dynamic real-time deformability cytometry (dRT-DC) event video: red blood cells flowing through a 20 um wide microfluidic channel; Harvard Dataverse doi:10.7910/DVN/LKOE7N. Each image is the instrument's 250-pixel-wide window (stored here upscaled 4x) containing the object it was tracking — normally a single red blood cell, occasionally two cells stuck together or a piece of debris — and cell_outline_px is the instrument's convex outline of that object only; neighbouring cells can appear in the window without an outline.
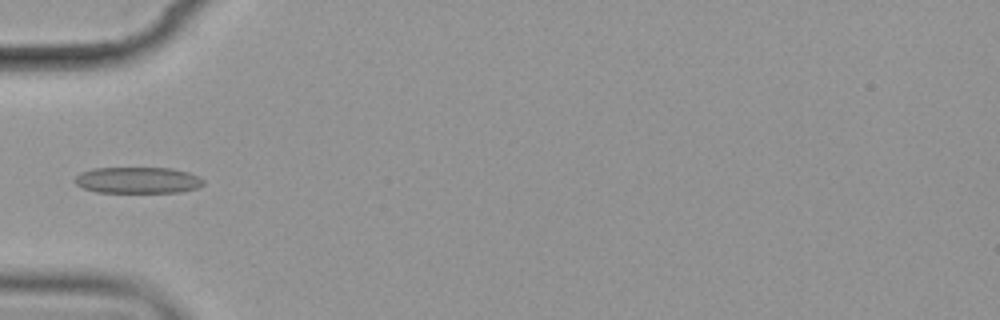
{"species": "common noctule bat (a hibernating species)", "species_latin": "Nyctalus noctula", "temperature_condition": "cold", "stored_images_in_passage": 9, "camera_frame_rate_fps": 3000, "um_per_image_px": 0.085, "animal": {"sex": "female", "body_mass_g": 19.9}, "frame": {"image": 1, "passage_image": 6, "time_ms": 5.667, "image_size_px": [1000, 320], "cell_outline_px": [[204, 184], [196, 188], [180, 192], [96, 192], [84, 188], [76, 184], [72, 180], [80, 172], [92, 168], [172, 168], [188, 172], [200, 176], [204, 180]], "centroid_in_image_um": [11.7, 15.31], "position_along_channel_um": 73.3, "area_um2": 19.83}}
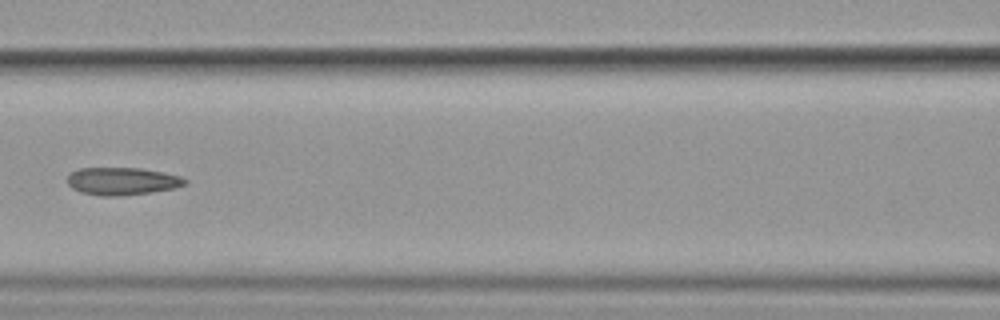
{"frame": {"image": 2, "passage_image": 8, "time_ms": 8.0, "image_size_px": [1000, 320], "cell_outline_px": [[188, 184], [172, 188], [152, 192], [116, 196], [100, 196], [80, 192], [72, 188], [68, 184], [68, 172], [80, 168], [140, 168], [180, 176], [188, 180]], "centroid_in_image_um": [10.35, 15.4], "position_along_channel_um": 156.3, "area_um2": 18.9}}
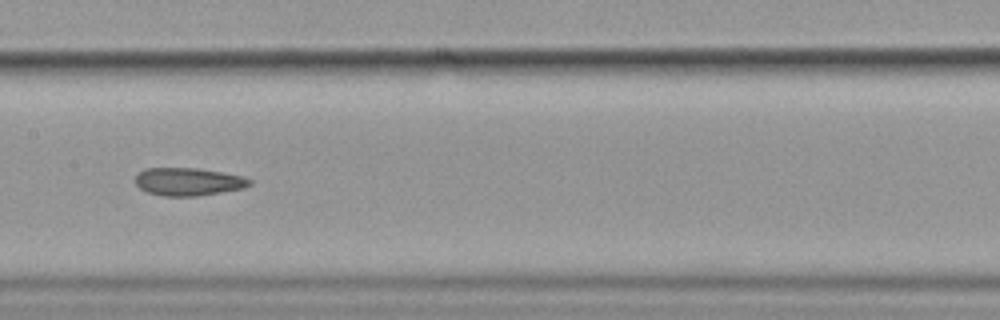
{"frame": {"image": 3, "passage_image": 9, "time_ms": 9.0, "image_size_px": [1000, 320], "cell_outline_px": [[252, 184], [244, 188], [196, 196], [164, 196], [148, 192], [140, 188], [136, 184], [136, 176], [144, 168], [196, 168], [244, 176], [252, 180]], "centroid_in_image_um": [16.02, 15.44], "position_along_channel_um": 191.4, "area_um2": 18.44}}